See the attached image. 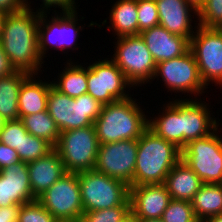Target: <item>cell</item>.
<instances>
[{"label": "cell", "mask_w": 222, "mask_h": 222, "mask_svg": "<svg viewBox=\"0 0 222 222\" xmlns=\"http://www.w3.org/2000/svg\"><path fill=\"white\" fill-rule=\"evenodd\" d=\"M25 7L7 13L0 44L16 70L29 74L42 72L45 61L38 50V24L40 12Z\"/></svg>", "instance_id": "6da1fadb"}, {"label": "cell", "mask_w": 222, "mask_h": 222, "mask_svg": "<svg viewBox=\"0 0 222 222\" xmlns=\"http://www.w3.org/2000/svg\"><path fill=\"white\" fill-rule=\"evenodd\" d=\"M136 100L130 96L103 105L99 117L93 123L99 144L139 139L148 129L149 117Z\"/></svg>", "instance_id": "7a4b0ae2"}, {"label": "cell", "mask_w": 222, "mask_h": 222, "mask_svg": "<svg viewBox=\"0 0 222 222\" xmlns=\"http://www.w3.org/2000/svg\"><path fill=\"white\" fill-rule=\"evenodd\" d=\"M181 157L182 151L175 144L147 129L138 139L133 186L163 184Z\"/></svg>", "instance_id": "3957f363"}, {"label": "cell", "mask_w": 222, "mask_h": 222, "mask_svg": "<svg viewBox=\"0 0 222 222\" xmlns=\"http://www.w3.org/2000/svg\"><path fill=\"white\" fill-rule=\"evenodd\" d=\"M102 108L88 93L71 98L53 86L49 89L47 110L60 132L93 125Z\"/></svg>", "instance_id": "277c9868"}, {"label": "cell", "mask_w": 222, "mask_h": 222, "mask_svg": "<svg viewBox=\"0 0 222 222\" xmlns=\"http://www.w3.org/2000/svg\"><path fill=\"white\" fill-rule=\"evenodd\" d=\"M52 11L54 14L49 18L50 12H40L39 17L38 50L43 60L48 57L46 55L51 48L58 52L61 50L64 54L69 52L67 49L72 51L79 49L77 40L80 37V30L82 31L85 27L78 24L80 19H78L77 10L61 11L60 13L56 9H52Z\"/></svg>", "instance_id": "5b68a950"}, {"label": "cell", "mask_w": 222, "mask_h": 222, "mask_svg": "<svg viewBox=\"0 0 222 222\" xmlns=\"http://www.w3.org/2000/svg\"><path fill=\"white\" fill-rule=\"evenodd\" d=\"M114 54L110 58L123 72L125 78L136 86L151 83L156 62L140 35L116 37ZM151 80V81H150Z\"/></svg>", "instance_id": "8992f818"}, {"label": "cell", "mask_w": 222, "mask_h": 222, "mask_svg": "<svg viewBox=\"0 0 222 222\" xmlns=\"http://www.w3.org/2000/svg\"><path fill=\"white\" fill-rule=\"evenodd\" d=\"M99 141L94 125L60 132L54 149L67 172L79 173L96 166Z\"/></svg>", "instance_id": "52a82bcc"}, {"label": "cell", "mask_w": 222, "mask_h": 222, "mask_svg": "<svg viewBox=\"0 0 222 222\" xmlns=\"http://www.w3.org/2000/svg\"><path fill=\"white\" fill-rule=\"evenodd\" d=\"M219 130L218 126L208 136L189 141L181 150V160L203 183L222 184V137Z\"/></svg>", "instance_id": "ba28073f"}, {"label": "cell", "mask_w": 222, "mask_h": 222, "mask_svg": "<svg viewBox=\"0 0 222 222\" xmlns=\"http://www.w3.org/2000/svg\"><path fill=\"white\" fill-rule=\"evenodd\" d=\"M77 174L84 212L120 206L129 198V186L118 179L95 169Z\"/></svg>", "instance_id": "9c48e42d"}, {"label": "cell", "mask_w": 222, "mask_h": 222, "mask_svg": "<svg viewBox=\"0 0 222 222\" xmlns=\"http://www.w3.org/2000/svg\"><path fill=\"white\" fill-rule=\"evenodd\" d=\"M102 59L87 65V93L103 105L129 98L133 85L110 58Z\"/></svg>", "instance_id": "30bf717a"}, {"label": "cell", "mask_w": 222, "mask_h": 222, "mask_svg": "<svg viewBox=\"0 0 222 222\" xmlns=\"http://www.w3.org/2000/svg\"><path fill=\"white\" fill-rule=\"evenodd\" d=\"M192 52L202 82L208 88L210 83L222 87V31L198 25L190 39Z\"/></svg>", "instance_id": "8fae6325"}, {"label": "cell", "mask_w": 222, "mask_h": 222, "mask_svg": "<svg viewBox=\"0 0 222 222\" xmlns=\"http://www.w3.org/2000/svg\"><path fill=\"white\" fill-rule=\"evenodd\" d=\"M159 78H162L160 81L164 82L163 85L171 93L179 95L181 92L185 96L193 94L195 99L202 96L207 89L201 80L197 62L190 50L182 56L157 63L152 79L158 81Z\"/></svg>", "instance_id": "7c38bea8"}, {"label": "cell", "mask_w": 222, "mask_h": 222, "mask_svg": "<svg viewBox=\"0 0 222 222\" xmlns=\"http://www.w3.org/2000/svg\"><path fill=\"white\" fill-rule=\"evenodd\" d=\"M37 200L57 220L82 219L84 210L77 173L67 172Z\"/></svg>", "instance_id": "4fadbf2b"}, {"label": "cell", "mask_w": 222, "mask_h": 222, "mask_svg": "<svg viewBox=\"0 0 222 222\" xmlns=\"http://www.w3.org/2000/svg\"><path fill=\"white\" fill-rule=\"evenodd\" d=\"M138 139L99 145L95 170L133 186Z\"/></svg>", "instance_id": "5bb4252c"}, {"label": "cell", "mask_w": 222, "mask_h": 222, "mask_svg": "<svg viewBox=\"0 0 222 222\" xmlns=\"http://www.w3.org/2000/svg\"><path fill=\"white\" fill-rule=\"evenodd\" d=\"M177 99H181L182 149L189 141L206 137L220 126L218 118L210 113L209 103L200 98Z\"/></svg>", "instance_id": "9a60e30c"}, {"label": "cell", "mask_w": 222, "mask_h": 222, "mask_svg": "<svg viewBox=\"0 0 222 222\" xmlns=\"http://www.w3.org/2000/svg\"><path fill=\"white\" fill-rule=\"evenodd\" d=\"M130 212L138 220L161 219L170 194L164 184L129 187Z\"/></svg>", "instance_id": "2e32d148"}, {"label": "cell", "mask_w": 222, "mask_h": 222, "mask_svg": "<svg viewBox=\"0 0 222 222\" xmlns=\"http://www.w3.org/2000/svg\"><path fill=\"white\" fill-rule=\"evenodd\" d=\"M27 163L17 162L0 171V207L35 200Z\"/></svg>", "instance_id": "e0dca14e"}, {"label": "cell", "mask_w": 222, "mask_h": 222, "mask_svg": "<svg viewBox=\"0 0 222 222\" xmlns=\"http://www.w3.org/2000/svg\"><path fill=\"white\" fill-rule=\"evenodd\" d=\"M155 2L159 25L170 33L180 35L190 41L198 28V25L192 26L193 18L197 17L198 13L185 0H155Z\"/></svg>", "instance_id": "ac0fdd59"}, {"label": "cell", "mask_w": 222, "mask_h": 222, "mask_svg": "<svg viewBox=\"0 0 222 222\" xmlns=\"http://www.w3.org/2000/svg\"><path fill=\"white\" fill-rule=\"evenodd\" d=\"M140 36L156 64L182 56L190 50V41L187 38L172 34L160 25L142 31Z\"/></svg>", "instance_id": "d6986e66"}, {"label": "cell", "mask_w": 222, "mask_h": 222, "mask_svg": "<svg viewBox=\"0 0 222 222\" xmlns=\"http://www.w3.org/2000/svg\"><path fill=\"white\" fill-rule=\"evenodd\" d=\"M30 186L33 196L37 199L57 180L67 173L58 154L53 149L46 156L27 163Z\"/></svg>", "instance_id": "ffe728a7"}, {"label": "cell", "mask_w": 222, "mask_h": 222, "mask_svg": "<svg viewBox=\"0 0 222 222\" xmlns=\"http://www.w3.org/2000/svg\"><path fill=\"white\" fill-rule=\"evenodd\" d=\"M170 100L161 106L158 116L148 119V129L182 150L181 99Z\"/></svg>", "instance_id": "44dd1931"}, {"label": "cell", "mask_w": 222, "mask_h": 222, "mask_svg": "<svg viewBox=\"0 0 222 222\" xmlns=\"http://www.w3.org/2000/svg\"><path fill=\"white\" fill-rule=\"evenodd\" d=\"M38 77L40 78L38 74H30L22 82L18 96L19 119L47 110L48 94L52 82L45 79L43 81Z\"/></svg>", "instance_id": "7402d4cb"}, {"label": "cell", "mask_w": 222, "mask_h": 222, "mask_svg": "<svg viewBox=\"0 0 222 222\" xmlns=\"http://www.w3.org/2000/svg\"><path fill=\"white\" fill-rule=\"evenodd\" d=\"M163 184L171 199L191 202L203 182L183 160H180L168 173Z\"/></svg>", "instance_id": "603a6c76"}, {"label": "cell", "mask_w": 222, "mask_h": 222, "mask_svg": "<svg viewBox=\"0 0 222 222\" xmlns=\"http://www.w3.org/2000/svg\"><path fill=\"white\" fill-rule=\"evenodd\" d=\"M108 29L113 30V36L138 35L137 0H117L109 12Z\"/></svg>", "instance_id": "cb8c5ba5"}, {"label": "cell", "mask_w": 222, "mask_h": 222, "mask_svg": "<svg viewBox=\"0 0 222 222\" xmlns=\"http://www.w3.org/2000/svg\"><path fill=\"white\" fill-rule=\"evenodd\" d=\"M30 74L23 70L0 78V114L6 120L19 119L18 96L22 82Z\"/></svg>", "instance_id": "d4e9b609"}, {"label": "cell", "mask_w": 222, "mask_h": 222, "mask_svg": "<svg viewBox=\"0 0 222 222\" xmlns=\"http://www.w3.org/2000/svg\"><path fill=\"white\" fill-rule=\"evenodd\" d=\"M64 69L58 73L54 81L52 80V86L59 92L75 98L87 93V65L83 67L81 63L72 62L70 59L66 64L64 62ZM57 79V80H56ZM56 80V81H55Z\"/></svg>", "instance_id": "484cf974"}, {"label": "cell", "mask_w": 222, "mask_h": 222, "mask_svg": "<svg viewBox=\"0 0 222 222\" xmlns=\"http://www.w3.org/2000/svg\"><path fill=\"white\" fill-rule=\"evenodd\" d=\"M191 205L199 222L222 214V184L203 183L191 200Z\"/></svg>", "instance_id": "4316f807"}, {"label": "cell", "mask_w": 222, "mask_h": 222, "mask_svg": "<svg viewBox=\"0 0 222 222\" xmlns=\"http://www.w3.org/2000/svg\"><path fill=\"white\" fill-rule=\"evenodd\" d=\"M21 120L29 134L42 138L55 147L60 131L54 119L49 115L48 110L26 115Z\"/></svg>", "instance_id": "83f0119b"}, {"label": "cell", "mask_w": 222, "mask_h": 222, "mask_svg": "<svg viewBox=\"0 0 222 222\" xmlns=\"http://www.w3.org/2000/svg\"><path fill=\"white\" fill-rule=\"evenodd\" d=\"M54 147L42 138H38L28 132L22 138L21 152L18 156L21 162L29 163L46 156Z\"/></svg>", "instance_id": "f1b7e54d"}, {"label": "cell", "mask_w": 222, "mask_h": 222, "mask_svg": "<svg viewBox=\"0 0 222 222\" xmlns=\"http://www.w3.org/2000/svg\"><path fill=\"white\" fill-rule=\"evenodd\" d=\"M130 214V199L128 198L120 206L84 212L81 222H123Z\"/></svg>", "instance_id": "f546056e"}, {"label": "cell", "mask_w": 222, "mask_h": 222, "mask_svg": "<svg viewBox=\"0 0 222 222\" xmlns=\"http://www.w3.org/2000/svg\"><path fill=\"white\" fill-rule=\"evenodd\" d=\"M163 222H199L191 202L171 199L163 212Z\"/></svg>", "instance_id": "4dcf8cb0"}, {"label": "cell", "mask_w": 222, "mask_h": 222, "mask_svg": "<svg viewBox=\"0 0 222 222\" xmlns=\"http://www.w3.org/2000/svg\"><path fill=\"white\" fill-rule=\"evenodd\" d=\"M198 22L200 25L207 28H220L222 25V0H205L204 6L198 12Z\"/></svg>", "instance_id": "1f68e13d"}, {"label": "cell", "mask_w": 222, "mask_h": 222, "mask_svg": "<svg viewBox=\"0 0 222 222\" xmlns=\"http://www.w3.org/2000/svg\"><path fill=\"white\" fill-rule=\"evenodd\" d=\"M27 133L21 119L7 120L0 130V143L21 152L22 138Z\"/></svg>", "instance_id": "d6a6232c"}, {"label": "cell", "mask_w": 222, "mask_h": 222, "mask_svg": "<svg viewBox=\"0 0 222 222\" xmlns=\"http://www.w3.org/2000/svg\"><path fill=\"white\" fill-rule=\"evenodd\" d=\"M57 219L50 214L37 200L21 205L17 222H56Z\"/></svg>", "instance_id": "836d02e7"}, {"label": "cell", "mask_w": 222, "mask_h": 222, "mask_svg": "<svg viewBox=\"0 0 222 222\" xmlns=\"http://www.w3.org/2000/svg\"><path fill=\"white\" fill-rule=\"evenodd\" d=\"M138 35L146 29L159 25V15L155 0H137Z\"/></svg>", "instance_id": "e575fe53"}, {"label": "cell", "mask_w": 222, "mask_h": 222, "mask_svg": "<svg viewBox=\"0 0 222 222\" xmlns=\"http://www.w3.org/2000/svg\"><path fill=\"white\" fill-rule=\"evenodd\" d=\"M25 1V5L28 8H31V1L30 3L28 2V0H24ZM42 4H40V8H38L37 10L39 12H50V8L55 9L56 7L60 8L61 10L59 11H68V10H77L78 8H76V3L75 0H41Z\"/></svg>", "instance_id": "d590c367"}, {"label": "cell", "mask_w": 222, "mask_h": 222, "mask_svg": "<svg viewBox=\"0 0 222 222\" xmlns=\"http://www.w3.org/2000/svg\"><path fill=\"white\" fill-rule=\"evenodd\" d=\"M19 161L18 152L15 149L0 143V171Z\"/></svg>", "instance_id": "8d00e7d4"}, {"label": "cell", "mask_w": 222, "mask_h": 222, "mask_svg": "<svg viewBox=\"0 0 222 222\" xmlns=\"http://www.w3.org/2000/svg\"><path fill=\"white\" fill-rule=\"evenodd\" d=\"M21 204L0 207V222H17Z\"/></svg>", "instance_id": "74e56055"}, {"label": "cell", "mask_w": 222, "mask_h": 222, "mask_svg": "<svg viewBox=\"0 0 222 222\" xmlns=\"http://www.w3.org/2000/svg\"><path fill=\"white\" fill-rule=\"evenodd\" d=\"M15 71V67L11 64L10 59L0 44V78L7 76Z\"/></svg>", "instance_id": "f35d334b"}, {"label": "cell", "mask_w": 222, "mask_h": 222, "mask_svg": "<svg viewBox=\"0 0 222 222\" xmlns=\"http://www.w3.org/2000/svg\"><path fill=\"white\" fill-rule=\"evenodd\" d=\"M24 0H0V10L10 13L25 8Z\"/></svg>", "instance_id": "ab89813d"}, {"label": "cell", "mask_w": 222, "mask_h": 222, "mask_svg": "<svg viewBox=\"0 0 222 222\" xmlns=\"http://www.w3.org/2000/svg\"><path fill=\"white\" fill-rule=\"evenodd\" d=\"M187 4L192 7L197 13L205 4V0H185Z\"/></svg>", "instance_id": "60d3db41"}, {"label": "cell", "mask_w": 222, "mask_h": 222, "mask_svg": "<svg viewBox=\"0 0 222 222\" xmlns=\"http://www.w3.org/2000/svg\"><path fill=\"white\" fill-rule=\"evenodd\" d=\"M6 16H7V13L0 10V39H1L3 24H4V20Z\"/></svg>", "instance_id": "b9f144b4"}, {"label": "cell", "mask_w": 222, "mask_h": 222, "mask_svg": "<svg viewBox=\"0 0 222 222\" xmlns=\"http://www.w3.org/2000/svg\"><path fill=\"white\" fill-rule=\"evenodd\" d=\"M206 222H222V214H218L216 216H213Z\"/></svg>", "instance_id": "7bdbcfd3"}, {"label": "cell", "mask_w": 222, "mask_h": 222, "mask_svg": "<svg viewBox=\"0 0 222 222\" xmlns=\"http://www.w3.org/2000/svg\"><path fill=\"white\" fill-rule=\"evenodd\" d=\"M7 120L0 114V130L4 127Z\"/></svg>", "instance_id": "ee69618b"}, {"label": "cell", "mask_w": 222, "mask_h": 222, "mask_svg": "<svg viewBox=\"0 0 222 222\" xmlns=\"http://www.w3.org/2000/svg\"><path fill=\"white\" fill-rule=\"evenodd\" d=\"M138 222H163L161 219L138 220Z\"/></svg>", "instance_id": "f6af8a7d"}, {"label": "cell", "mask_w": 222, "mask_h": 222, "mask_svg": "<svg viewBox=\"0 0 222 222\" xmlns=\"http://www.w3.org/2000/svg\"><path fill=\"white\" fill-rule=\"evenodd\" d=\"M128 222H138V219L134 218L131 214L128 216Z\"/></svg>", "instance_id": "bcb514c9"}, {"label": "cell", "mask_w": 222, "mask_h": 222, "mask_svg": "<svg viewBox=\"0 0 222 222\" xmlns=\"http://www.w3.org/2000/svg\"><path fill=\"white\" fill-rule=\"evenodd\" d=\"M56 222H81L77 220H57Z\"/></svg>", "instance_id": "7dc6e473"}]
</instances>
